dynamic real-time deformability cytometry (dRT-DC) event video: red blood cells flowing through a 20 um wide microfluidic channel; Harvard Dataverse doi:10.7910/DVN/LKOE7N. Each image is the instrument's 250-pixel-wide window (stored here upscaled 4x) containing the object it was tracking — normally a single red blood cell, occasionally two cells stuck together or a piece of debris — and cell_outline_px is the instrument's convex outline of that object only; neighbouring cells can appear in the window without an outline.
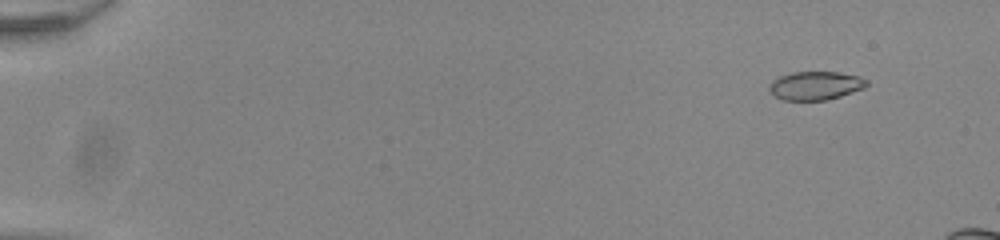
{"species": "common noctule bat (a hibernating species)", "species_latin": "Nyctalus noctula", "temperature_condition": "room temperature", "stored_images_in_passage": 11, "camera_frame_rate_fps": 3000, "um_per_image_px": 0.085, "animal": {"sex": "male", "body_mass_g": 20.0, "forearm_length_mm": 53.3}, "frame": {"image": 1, "passage_image": 5, "time_ms": 1.333, "image_size_px": [1000, 240], "cell_outline_px": [[868, 84], [864, 88], [828, 100], [784, 100], [776, 96], [768, 88], [772, 80], [780, 76], [792, 72], [836, 72], [860, 76], [868, 80]], "centroid_in_image_um": [69.34, 7.27], "position_along_channel_um": 15.7, "area_um2": 16.13}}